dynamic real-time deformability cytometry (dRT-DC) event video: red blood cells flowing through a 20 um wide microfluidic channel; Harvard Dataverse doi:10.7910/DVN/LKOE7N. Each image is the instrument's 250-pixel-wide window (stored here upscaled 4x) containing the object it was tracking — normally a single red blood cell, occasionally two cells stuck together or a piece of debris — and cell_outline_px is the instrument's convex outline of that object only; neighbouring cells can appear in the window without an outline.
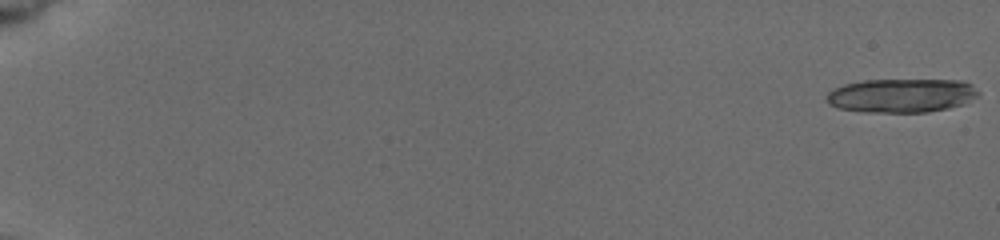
{"species": "common noctule bat (a hibernating species)", "species_latin": "Nyctalus noctula", "temperature_condition": "cold", "stored_images_in_passage": 14, "camera_frame_rate_fps": 3000, "um_per_image_px": 0.085, "animal": {"sex": "female", "body_mass_g": 19.5, "forearm_length_mm": 54.1}, "frame": {"image": 1, "passage_image": 1, "time_ms": 0.0, "image_size_px": [1000, 240], "cell_outline_px": [[980, 92], [976, 96], [964, 104], [948, 108], [928, 112], [864, 112], [836, 108], [828, 104], [824, 100], [824, 96], [828, 92], [844, 84], [864, 80], [960, 80], [972, 84]], "centroid_in_image_um": [76.59, 8.12], "position_along_channel_um": 8.4, "area_um2": 30.23}}